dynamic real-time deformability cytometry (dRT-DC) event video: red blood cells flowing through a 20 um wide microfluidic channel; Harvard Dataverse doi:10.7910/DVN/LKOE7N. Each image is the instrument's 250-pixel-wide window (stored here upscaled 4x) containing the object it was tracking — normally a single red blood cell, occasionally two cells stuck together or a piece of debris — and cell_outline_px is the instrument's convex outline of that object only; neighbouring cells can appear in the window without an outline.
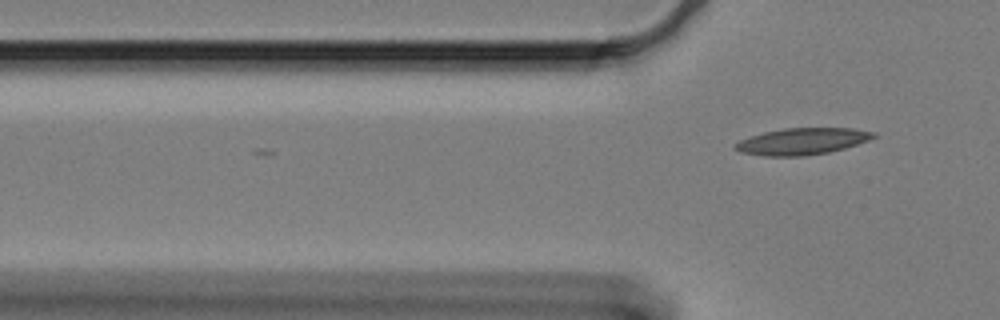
{"species": "Egyptian fruit bat (a non-hibernating species)", "species_latin": "Rousettus aegyptiacus", "temperature_condition": "cold", "stored_images_in_passage": 8, "camera_frame_rate_fps": 3000, "um_per_image_px": 0.085, "animal": {"sex": "female"}, "frame": {"image": 1, "passage_image": 8, "time_ms": 2.333, "image_size_px": [1000, 320], "cell_outline_px": [[876, 136], [868, 140], [844, 148], [828, 152], [804, 156], [764, 156], [740, 152], [732, 148], [732, 144], [740, 140], [764, 132], [784, 128], [852, 128], [876, 132]], "centroid_in_image_um": [68.14, 12.01], "position_along_channel_um": 57.7, "area_um2": 21.44}}